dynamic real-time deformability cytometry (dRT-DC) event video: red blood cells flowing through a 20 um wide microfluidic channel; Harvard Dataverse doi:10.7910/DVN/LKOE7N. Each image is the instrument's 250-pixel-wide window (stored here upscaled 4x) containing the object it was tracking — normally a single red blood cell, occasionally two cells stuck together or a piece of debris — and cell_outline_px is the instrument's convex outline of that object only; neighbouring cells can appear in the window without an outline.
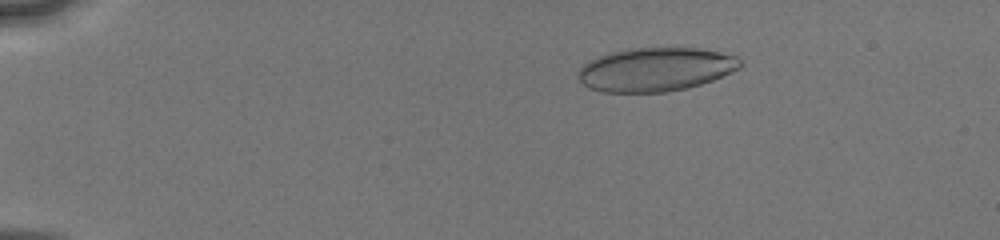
{"species": "human", "species_latin": "Homo sapiens", "temperature_condition": "cold", "stored_images_in_passage": 22, "camera_frame_rate_fps": 3000, "um_per_image_px": 0.085, "donor": {"sex": "male"}, "frame": {"image": 1, "passage_image": 7, "time_ms": 3.0, "image_size_px": [1000, 240], "cell_outline_px": [[744, 64], [740, 68], [712, 80], [688, 88], [664, 92], [600, 92], [588, 88], [580, 84], [576, 80], [576, 72], [588, 60], [596, 56], [608, 52], [624, 48], [700, 48], [720, 52], [736, 56]], "centroid_in_image_um": [55.64, 5.9], "position_along_channel_um": 29.4, "area_um2": 41.91}}
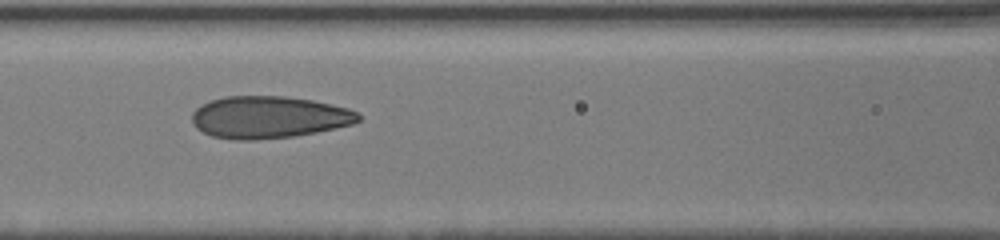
{"frame": {"image": 2, "passage_image": 16, "time_ms": 8.0, "image_size_px": [1000, 240], "cell_outline_px": [[360, 120], [352, 124], [316, 132], [292, 136], [256, 140], [236, 140], [212, 136], [196, 128], [192, 124], [192, 112], [196, 108], [212, 100], [224, 96], [284, 96], [312, 100], [332, 104], [348, 108], [356, 112], [360, 116]], "centroid_in_image_um": [22.83, 9.96], "position_along_channel_um": 143.8, "area_um2": 40.75}}
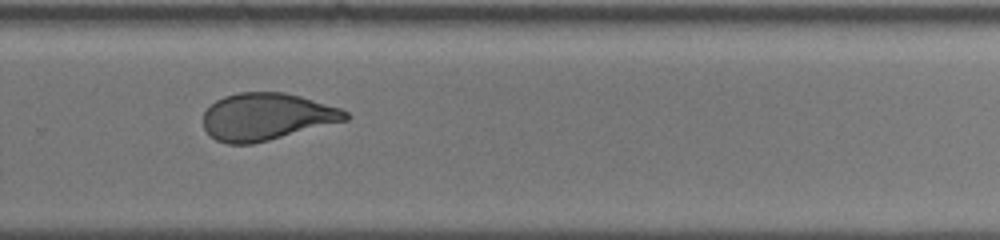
{"frame": {"image": 3, "passage_image": 21, "time_ms": 12.0, "image_size_px": [1000, 240], "cell_outline_px": [[352, 116], [348, 120], [252, 144], [228, 144], [216, 140], [204, 128], [204, 112], [216, 100], [224, 96], [236, 92], [284, 92], [300, 96], [340, 108], [348, 112]], "centroid_in_image_um": [22.67, 9.91], "position_along_channel_um": 307.1, "area_um2": 38.96}}